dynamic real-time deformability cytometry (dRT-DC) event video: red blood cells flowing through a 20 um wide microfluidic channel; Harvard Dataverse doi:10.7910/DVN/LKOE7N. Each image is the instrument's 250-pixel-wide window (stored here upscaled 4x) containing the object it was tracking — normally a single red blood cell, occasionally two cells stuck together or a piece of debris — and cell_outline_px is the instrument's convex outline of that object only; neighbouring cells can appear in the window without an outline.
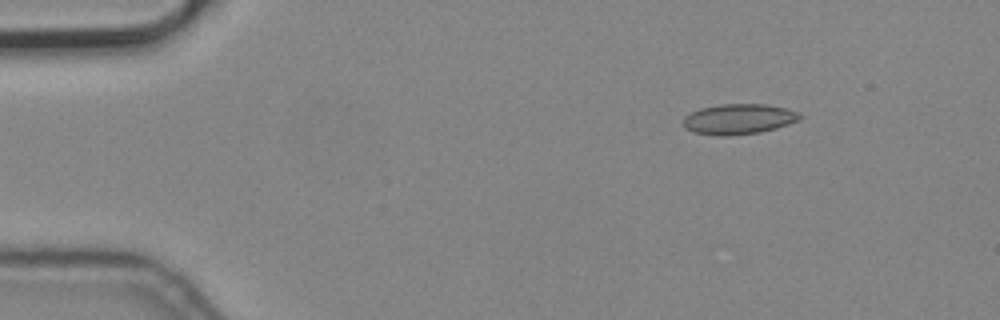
{"species": "common noctule bat (a hibernating species)", "species_latin": "Nyctalus noctula", "temperature_condition": "cold", "stored_images_in_passage": 7, "camera_frame_rate_fps": 3000, "um_per_image_px": 0.085, "animal": {"sex": "male", "body_mass_g": 19.2, "forearm_length_mm": 51.8}, "frame": {"image": 1, "passage_image": 3, "time_ms": 0.667, "image_size_px": [1000, 320], "cell_outline_px": [[804, 116], [800, 120], [776, 128], [760, 132], [728, 136], [720, 136], [692, 132], [684, 128], [684, 116], [700, 108], [720, 104], [768, 104], [788, 108]], "centroid_in_image_um": [62.8, 10.12], "position_along_channel_um": 22.2, "area_um2": 20.81}}
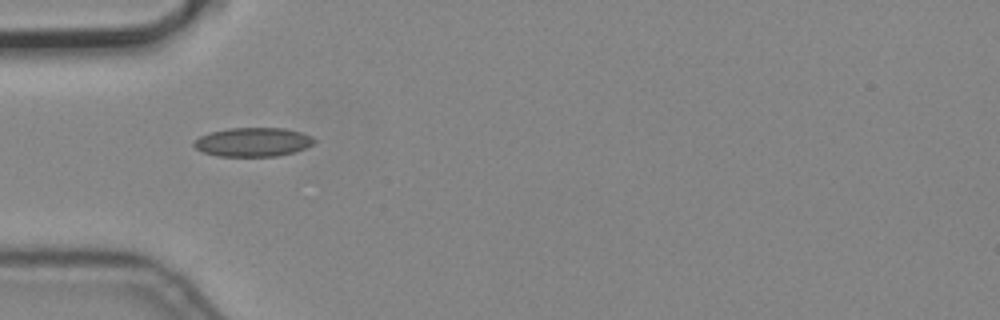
{"frame": {"image": 2, "passage_image": 6, "time_ms": 1.667, "image_size_px": [1000, 320], "cell_outline_px": [[316, 140], [312, 144], [296, 152], [276, 156], [216, 156], [204, 152], [196, 148], [192, 144], [200, 136], [208, 132], [228, 128], [284, 128], [300, 132], [312, 136]], "centroid_in_image_um": [21.5, 12.07], "position_along_channel_um": 63.5, "area_um2": 20.29}}
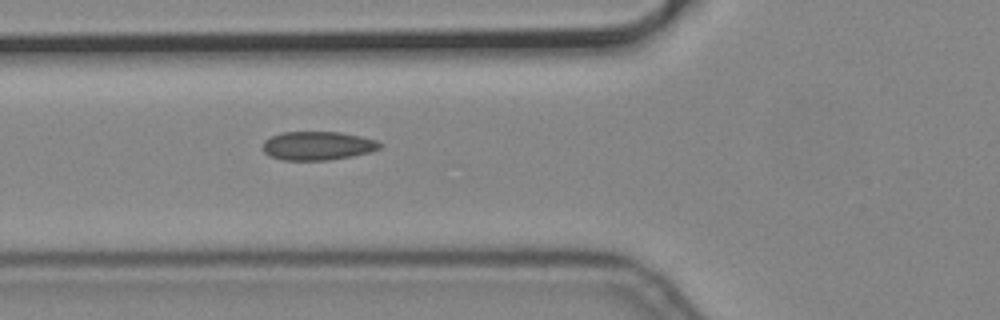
{"frame": {"image": 3, "passage_image": 7, "time_ms": 2.0, "image_size_px": [1000, 320], "cell_outline_px": [[384, 144], [380, 148], [368, 152], [352, 156], [328, 160], [280, 160], [268, 156], [264, 152], [264, 140], [280, 132], [340, 132], [360, 136], [376, 140]], "centroid_in_image_um": [26.99, 12.39], "position_along_channel_um": 98.8, "area_um2": 19.59}}